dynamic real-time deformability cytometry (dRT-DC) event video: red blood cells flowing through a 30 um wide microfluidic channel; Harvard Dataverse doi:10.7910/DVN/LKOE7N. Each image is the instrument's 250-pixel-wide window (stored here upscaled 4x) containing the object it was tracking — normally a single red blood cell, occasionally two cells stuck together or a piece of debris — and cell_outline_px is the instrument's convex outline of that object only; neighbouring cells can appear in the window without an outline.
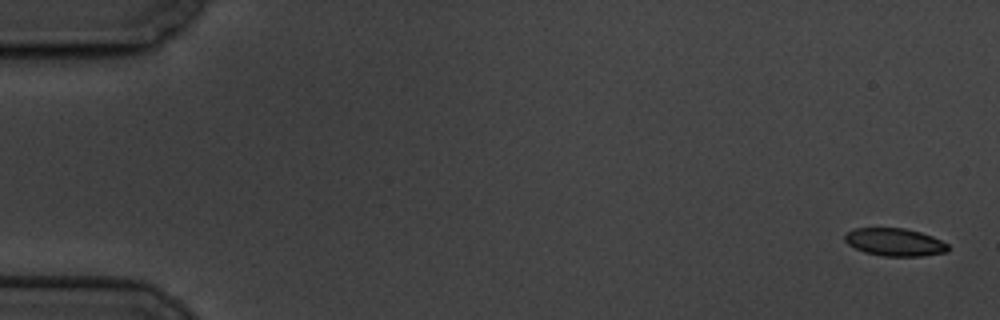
{"species": "common noctule bat (a hibernating species)", "species_latin": "Nyctalus noctula", "temperature_condition": "cold", "stored_images_in_passage": 4, "camera_frame_rate_fps": 3000, "um_per_image_px": 0.085, "animal": {"sex": "male", "body_mass_g": 19.5, "forearm_length_mm": 54.6}, "frame": {"image": 1, "passage_image": 1, "time_ms": 0.0, "image_size_px": [1000, 320], "cell_outline_px": [[948, 252], [920, 256], [884, 256], [864, 252], [848, 244], [844, 240], [844, 236], [848, 232], [856, 228], [904, 228], [920, 232], [932, 236], [948, 244]], "centroid_in_image_um": [76.06, 20.58], "position_along_channel_um": 8.9, "area_um2": 16.59}}